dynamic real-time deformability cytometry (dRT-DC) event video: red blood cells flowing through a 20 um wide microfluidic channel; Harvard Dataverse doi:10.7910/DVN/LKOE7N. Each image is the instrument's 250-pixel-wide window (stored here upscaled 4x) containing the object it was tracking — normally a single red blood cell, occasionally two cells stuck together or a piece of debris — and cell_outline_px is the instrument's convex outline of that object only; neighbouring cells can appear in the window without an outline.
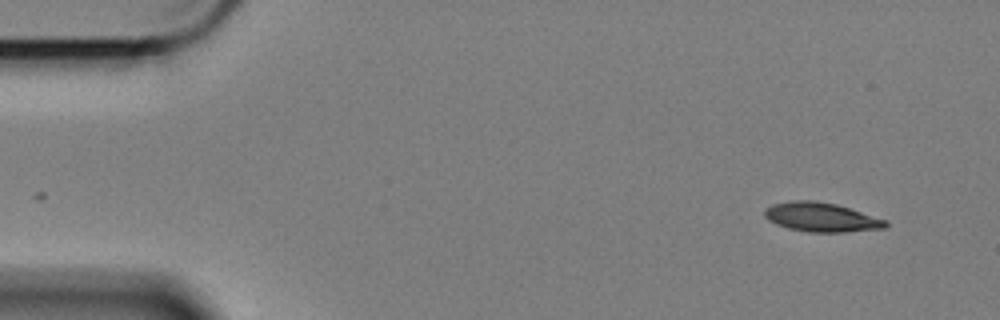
{"species": "Egyptian fruit bat (a non-hibernating species)", "species_latin": "Rousettus aegyptiacus", "temperature_condition": "cold", "stored_images_in_passage": 14, "camera_frame_rate_fps": 3000, "um_per_image_px": 0.085, "animal": {"sex": "female"}, "frame": {"image": 1, "passage_image": 1, "time_ms": 0.0, "image_size_px": [1000, 320], "cell_outline_px": [[888, 224], [884, 228], [844, 232], [808, 232], [788, 228], [776, 224], [768, 220], [764, 216], [764, 208], [772, 204], [792, 200], [816, 200], [836, 204], [888, 220]], "centroid_in_image_um": [69.78, 18.45], "position_along_channel_um": 15.2, "area_um2": 20.69}}
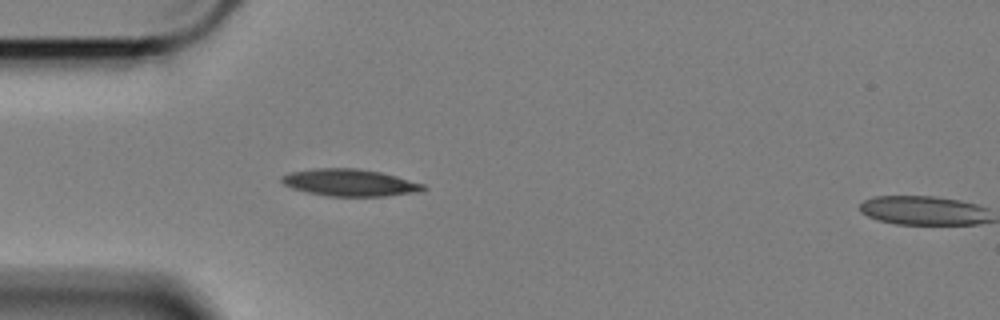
{"frame": {"image": 2, "passage_image": 13, "time_ms": 4.0, "image_size_px": [1000, 320], "cell_outline_px": [[428, 188], [420, 192], [388, 196], [328, 196], [308, 192], [292, 188], [284, 184], [280, 180], [280, 176], [292, 172], [316, 168], [356, 168], [380, 172], [396, 176], [424, 184]], "centroid_in_image_um": [29.76, 15.53], "position_along_channel_um": 55.2, "area_um2": 22.31}}